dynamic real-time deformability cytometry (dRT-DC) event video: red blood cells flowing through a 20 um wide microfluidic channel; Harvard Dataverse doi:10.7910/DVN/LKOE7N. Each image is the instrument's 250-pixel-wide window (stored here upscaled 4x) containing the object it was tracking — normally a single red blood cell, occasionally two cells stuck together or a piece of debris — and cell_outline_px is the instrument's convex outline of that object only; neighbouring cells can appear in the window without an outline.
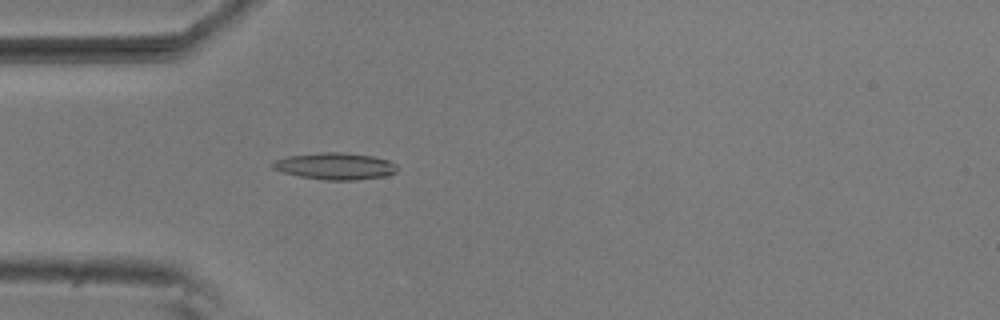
{"species": "common noctule bat (a hibernating species)", "species_latin": "Nyctalus noctula", "temperature_condition": "room temperature", "stored_images_in_passage": 4, "camera_frame_rate_fps": 3000, "um_per_image_px": 0.085, "animal": {"sex": "male", "body_mass_g": 20.5, "forearm_length_mm": 52.5}, "frame": {"image": 1, "passage_image": 4, "time_ms": 1.0, "image_size_px": [1000, 320], "cell_outline_px": [[400, 168], [396, 172], [384, 176], [356, 180], [324, 180], [300, 176], [284, 172], [272, 168], [272, 164], [276, 160], [288, 156], [320, 152], [344, 152], [372, 156], [388, 160], [396, 164]], "centroid_in_image_um": [28.53, 14.12], "position_along_channel_um": 56.5, "area_um2": 19.42}}